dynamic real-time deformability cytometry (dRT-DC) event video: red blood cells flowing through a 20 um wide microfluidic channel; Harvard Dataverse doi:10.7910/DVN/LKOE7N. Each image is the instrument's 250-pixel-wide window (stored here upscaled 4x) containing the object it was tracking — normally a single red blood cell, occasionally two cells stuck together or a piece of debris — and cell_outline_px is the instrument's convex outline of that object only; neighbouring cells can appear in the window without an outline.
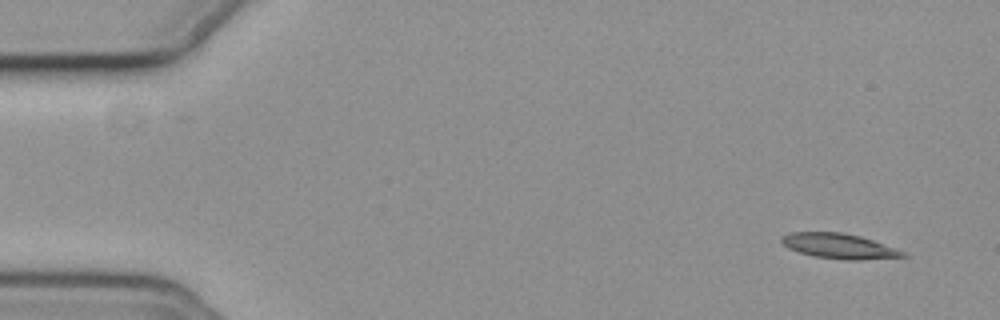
{"species": "common noctule bat (a hibernating species)", "species_latin": "Nyctalus noctula", "temperature_condition": "cold", "stored_images_in_passage": 13, "camera_frame_rate_fps": 3000, "um_per_image_px": 0.085, "animal": {"sex": "female", "body_mass_g": 19.3, "forearm_length_mm": 54.1}, "frame": {"image": 1, "passage_image": 3, "time_ms": 0.667, "image_size_px": [1000, 320], "cell_outline_px": [[908, 256], [860, 260], [844, 260], [812, 256], [788, 248], [780, 240], [780, 236], [792, 232], [840, 232], [860, 236], [908, 252]], "centroid_in_image_um": [71.34, 20.92], "position_along_channel_um": 13.7, "area_um2": 17.8}}